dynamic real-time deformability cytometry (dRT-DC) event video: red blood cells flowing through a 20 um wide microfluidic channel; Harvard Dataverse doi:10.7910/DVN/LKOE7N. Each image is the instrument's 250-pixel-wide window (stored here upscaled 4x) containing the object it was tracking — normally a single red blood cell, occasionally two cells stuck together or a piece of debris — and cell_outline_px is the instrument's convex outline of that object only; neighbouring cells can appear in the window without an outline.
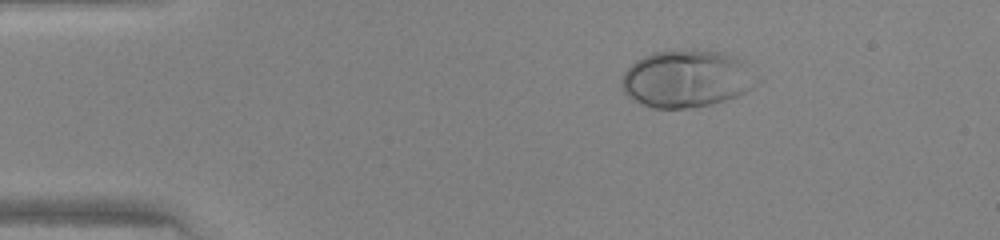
{"species": "human", "species_latin": "Homo sapiens", "temperature_condition": "warm", "stored_images_in_passage": 40, "camera_frame_rate_fps": 3000, "um_per_image_px": 0.085, "donor": {"sex": "female"}, "frame": {"image": 1, "passage_image": 1, "time_ms": 0.0, "image_size_px": [1000, 240], "cell_outline_px": [[764, 80], [760, 84], [736, 96], [712, 104], [692, 108], [652, 108], [640, 104], [632, 100], [624, 92], [620, 84], [620, 80], [624, 72], [636, 60], [652, 52], [696, 48], [724, 52], [744, 60]], "centroid_in_image_um": [58.43, 6.67], "position_along_channel_um": 26.6, "area_um2": 46.41}}
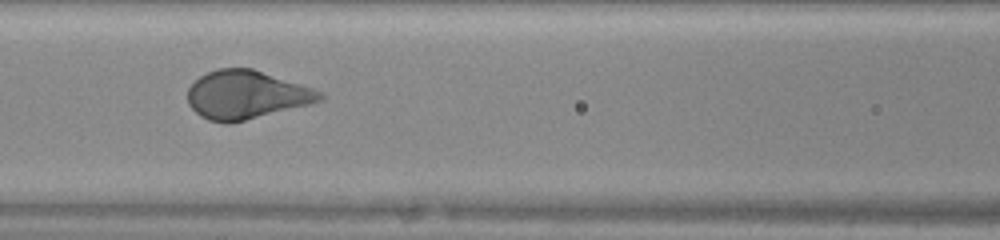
{"frame": {"image": 2, "passage_image": 14, "time_ms": 4.333, "image_size_px": [1000, 240], "cell_outline_px": [[324, 100], [312, 104], [228, 124], [208, 120], [200, 116], [188, 104], [188, 88], [200, 76], [208, 72], [220, 68], [252, 68], [312, 88], [320, 92], [324, 96]], "centroid_in_image_um": [20.93, 8.07], "position_along_channel_um": 145.7, "area_um2": 37.11}}
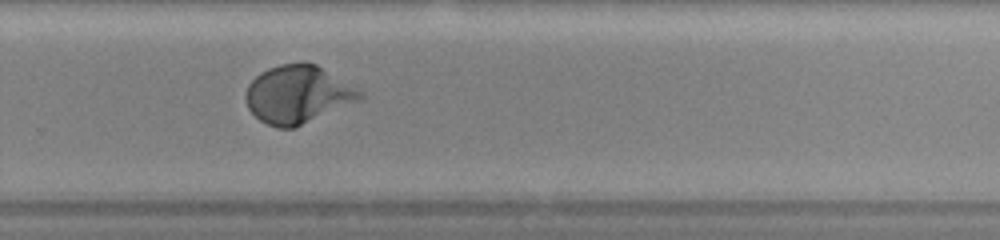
{"frame": {"image": 3, "passage_image": 25, "time_ms": 8.0, "image_size_px": [1000, 240], "cell_outline_px": [[364, 96], [360, 100], [292, 128], [276, 128], [260, 120], [248, 108], [244, 96], [248, 84], [260, 72], [268, 68], [280, 64], [304, 60], [316, 64], [364, 92]], "centroid_in_image_um": [25.29, 7.99], "position_along_channel_um": 304.5, "area_um2": 38.49}}